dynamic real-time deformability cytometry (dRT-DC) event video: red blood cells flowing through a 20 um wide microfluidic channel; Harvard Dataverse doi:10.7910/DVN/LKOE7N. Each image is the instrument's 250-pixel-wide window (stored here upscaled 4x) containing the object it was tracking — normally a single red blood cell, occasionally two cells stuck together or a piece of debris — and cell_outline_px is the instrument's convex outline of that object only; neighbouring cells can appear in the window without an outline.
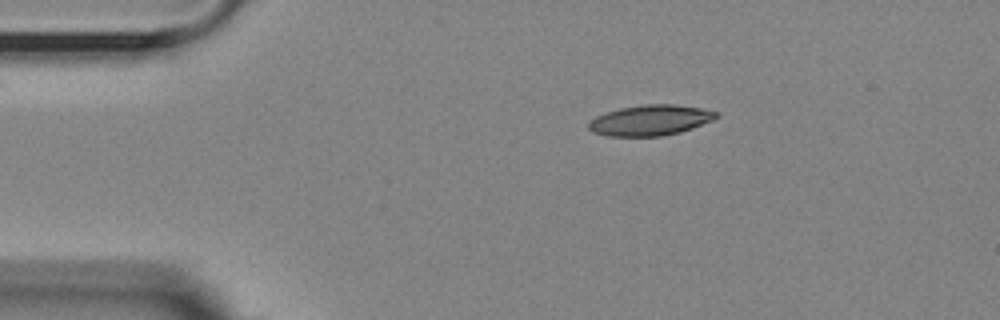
{"species": "Egyptian fruit bat (a non-hibernating species)", "species_latin": "Rousettus aegyptiacus", "temperature_condition": "room temperature", "stored_images_in_passage": 41, "camera_frame_rate_fps": 3000, "um_per_image_px": 0.085, "animal": {"sex": "female"}, "frame": {"image": 1, "passage_image": 1, "time_ms": 0.0, "image_size_px": [1000, 320], "cell_outline_px": [[720, 116], [712, 120], [692, 128], [680, 132], [660, 136], [604, 136], [592, 132], [588, 128], [588, 124], [596, 116], [620, 108], [644, 104], [672, 104], [700, 108], [720, 112]], "centroid_in_image_um": [55.28, 10.22], "position_along_channel_um": 29.7, "area_um2": 22.66}}
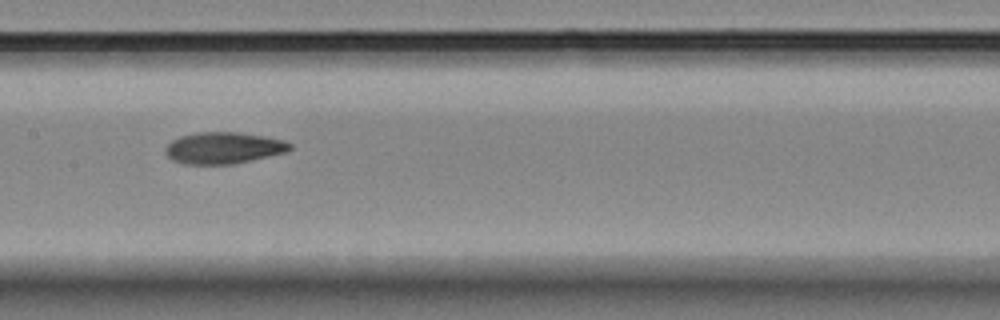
{"frame": {"image": 2, "passage_image": 18, "time_ms": 5.667, "image_size_px": [1000, 320], "cell_outline_px": [[292, 148], [288, 152], [232, 164], [184, 164], [172, 160], [164, 152], [164, 148], [172, 140], [180, 136], [196, 132], [236, 132], [264, 136], [284, 140], [292, 144]], "centroid_in_image_um": [18.99, 12.57], "position_along_channel_um": 188.4, "area_um2": 23.0}}
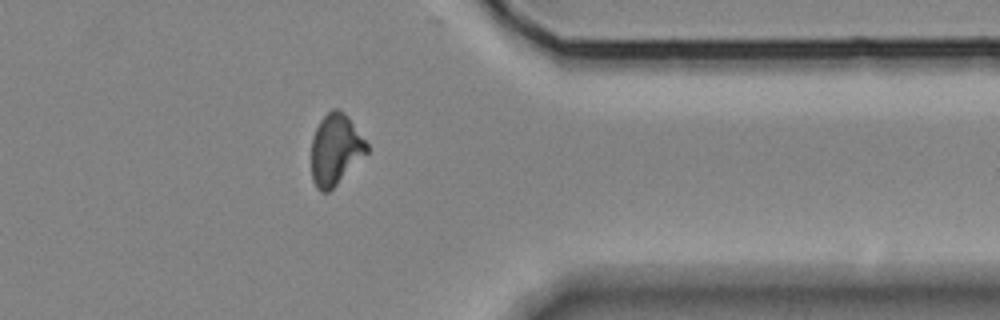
{"frame": {"image": 3, "passage_image": 35, "time_ms": 11.333, "image_size_px": [1000, 320], "cell_outline_px": [[368, 152], [328, 192], [320, 192], [316, 188], [312, 180], [312, 136], [320, 120], [332, 108], [336, 108], [344, 112], [348, 116], [368, 144]], "centroid_in_image_um": [28.5, 12.69], "position_along_channel_um": 382.9, "area_um2": 22.77}, "authors_computed_cell_mechanics": {"area_um2": 23.0044, "velocity_mm_per_s": 3.6312, "shape_relaxation_time_tau1_ms": 10.038, "shape_relaxation_time_tau2_ms": 4.5194, "deformation_change_tau1": 0.2175, "deformation_change_tau2": 0.1188}}